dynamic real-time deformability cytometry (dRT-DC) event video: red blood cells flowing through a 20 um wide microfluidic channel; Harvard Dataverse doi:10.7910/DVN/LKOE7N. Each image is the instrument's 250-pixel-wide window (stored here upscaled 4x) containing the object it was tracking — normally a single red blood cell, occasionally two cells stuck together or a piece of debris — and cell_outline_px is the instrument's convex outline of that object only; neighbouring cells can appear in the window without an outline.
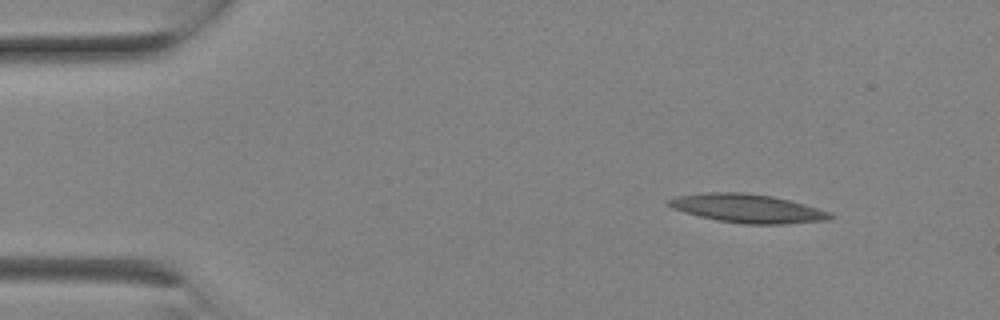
{"species": "Egyptian fruit bat (a non-hibernating species)", "species_latin": "Rousettus aegyptiacus", "temperature_condition": "room temperature", "stored_images_in_passage": 2, "camera_frame_rate_fps": 3000, "um_per_image_px": 0.085, "animal": {"sex": "female"}, "frame": {"image": 1, "passage_image": 1, "time_ms": 0.0, "image_size_px": [1000, 320], "cell_outline_px": [[836, 216], [828, 220], [784, 224], [744, 224], [716, 220], [684, 212], [672, 208], [668, 204], [668, 200], [676, 196], [708, 192], [744, 192], [772, 196], [792, 200], [832, 212]], "centroid_in_image_um": [63.6, 17.71], "position_along_channel_um": 21.4, "area_um2": 27.11}}
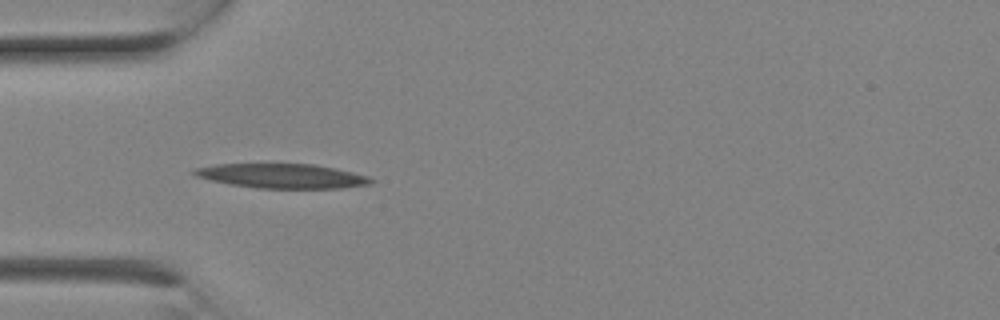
{"frame": {"image": 2, "passage_image": 2, "time_ms": 0.333, "image_size_px": [1000, 320], "cell_outline_px": [[376, 180], [372, 184], [340, 188], [256, 188], [228, 184], [196, 176], [192, 172], [192, 168], [212, 164], [312, 164], [336, 168], [368, 176]], "centroid_in_image_um": [23.97, 14.95], "position_along_channel_um": 61.0, "area_um2": 25.32}}